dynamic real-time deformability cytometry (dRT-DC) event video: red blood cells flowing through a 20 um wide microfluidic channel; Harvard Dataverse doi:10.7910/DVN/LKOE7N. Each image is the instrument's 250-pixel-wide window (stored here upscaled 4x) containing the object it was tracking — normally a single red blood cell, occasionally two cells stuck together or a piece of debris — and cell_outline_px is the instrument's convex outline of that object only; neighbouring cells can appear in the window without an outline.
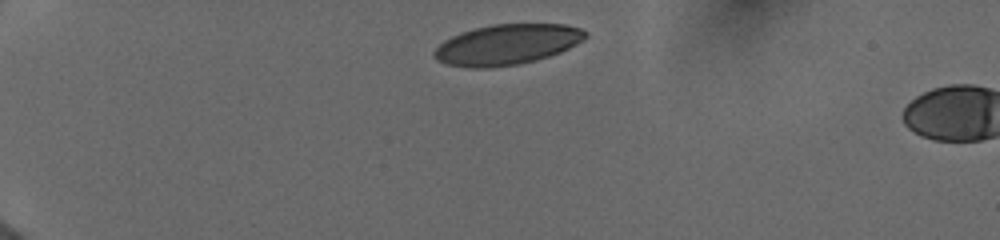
{"species": "human", "species_latin": "Homo sapiens", "temperature_condition": "cold", "stored_images_in_passage": 2, "camera_frame_rate_fps": 3000, "um_per_image_px": 0.085, "donor": {"sex": "female"}, "frame": {"image": 1, "passage_image": 1, "time_ms": 0.0, "image_size_px": [1000, 240], "cell_outline_px": [[588, 36], [584, 40], [560, 52], [536, 60], [516, 64], [484, 68], [468, 68], [444, 64], [436, 60], [432, 56], [432, 52], [444, 40], [460, 32], [472, 28], [492, 24], [564, 24], [580, 28], [588, 32]], "centroid_in_image_um": [43.06, 3.78], "position_along_channel_um": 41.9, "area_um2": 35.84}}